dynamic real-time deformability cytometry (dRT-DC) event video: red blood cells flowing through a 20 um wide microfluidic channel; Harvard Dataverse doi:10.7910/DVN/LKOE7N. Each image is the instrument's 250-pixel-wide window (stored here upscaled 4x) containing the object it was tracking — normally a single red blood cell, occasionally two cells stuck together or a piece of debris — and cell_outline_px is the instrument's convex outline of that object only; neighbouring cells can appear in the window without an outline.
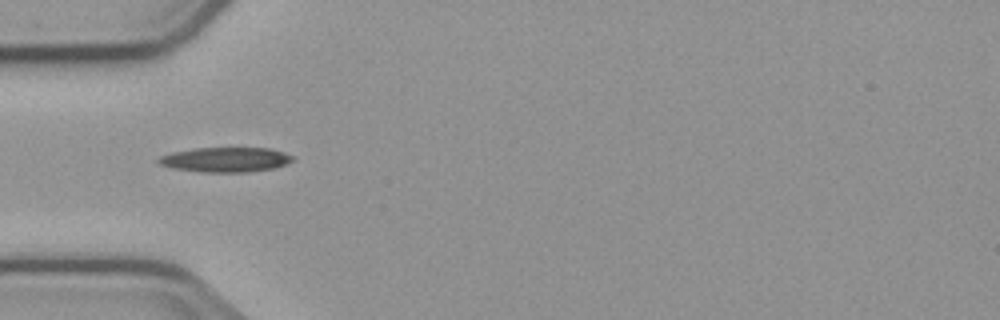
{"species": "common noctule bat (a hibernating species)", "species_latin": "Nyctalus noctula", "temperature_condition": "cold", "stored_images_in_passage": 5, "camera_frame_rate_fps": 3000, "um_per_image_px": 0.085, "animal": {"sex": "male", "body_mass_g": 23.1, "forearm_length_mm": 52.7}, "frame": {"image": 1, "passage_image": 4, "time_ms": 4.667, "image_size_px": [1000, 320], "cell_outline_px": [[296, 160], [288, 164], [272, 168], [248, 172], [204, 172], [172, 168], [160, 164], [156, 160], [160, 156], [172, 152], [192, 148], [268, 148], [284, 152], [296, 156]], "centroid_in_image_um": [19.21, 13.56], "position_along_channel_um": 65.8, "area_um2": 19.54}}
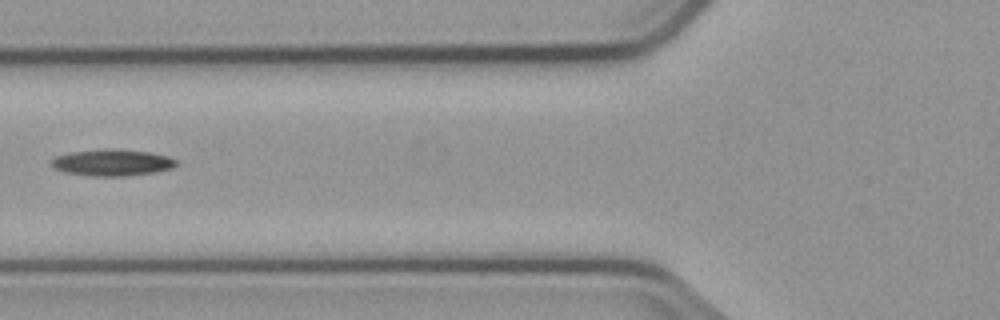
{"frame": {"image": 2, "passage_image": 5, "time_ms": 6.0, "image_size_px": [1000, 320], "cell_outline_px": [[180, 164], [172, 168], [156, 172], [124, 176], [92, 176], [64, 172], [52, 168], [52, 160], [56, 156], [72, 152], [108, 148], [116, 148], [152, 152], [168, 156], [176, 160]], "centroid_in_image_um": [9.58, 13.81], "position_along_channel_um": 116.2, "area_um2": 19.54}}